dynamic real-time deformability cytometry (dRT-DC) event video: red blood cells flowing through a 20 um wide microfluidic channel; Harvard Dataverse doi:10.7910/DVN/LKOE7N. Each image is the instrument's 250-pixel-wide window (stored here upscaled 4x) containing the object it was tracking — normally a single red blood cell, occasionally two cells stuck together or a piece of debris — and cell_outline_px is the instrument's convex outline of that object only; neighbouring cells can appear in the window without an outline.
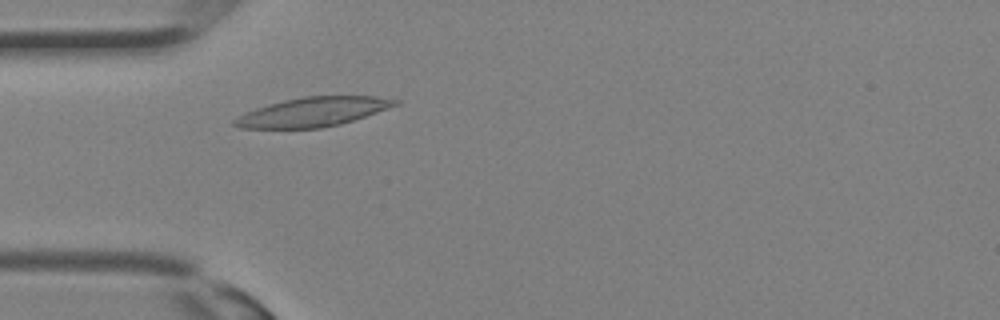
{"species": "Egyptian fruit bat (a non-hibernating species)", "species_latin": "Rousettus aegyptiacus", "temperature_condition": "room temperature", "stored_images_in_passage": 14, "camera_frame_rate_fps": 3000, "um_per_image_px": 0.085, "animal": {"sex": "female"}, "frame": {"image": 1, "passage_image": 2, "time_ms": 0.333, "image_size_px": [1000, 320], "cell_outline_px": [[400, 104], [340, 124], [320, 128], [240, 128], [232, 124], [232, 120], [236, 116], [244, 112], [256, 108], [284, 100], [304, 96], [376, 96], [400, 100]], "centroid_in_image_um": [26.56, 9.51], "position_along_channel_um": 58.4, "area_um2": 27.22}}
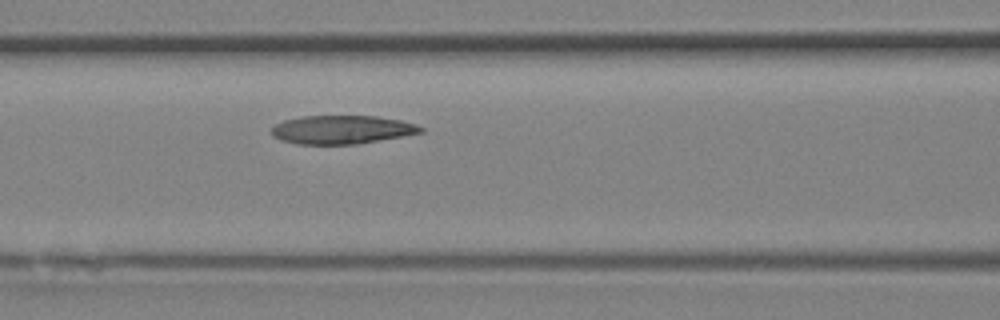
{"frame": {"image": 2, "passage_image": 6, "time_ms": 1.667, "image_size_px": [1000, 320], "cell_outline_px": [[424, 132], [404, 136], [356, 144], [296, 144], [280, 140], [272, 136], [272, 128], [276, 124], [284, 120], [300, 116], [376, 116], [400, 120], [416, 124], [424, 128]], "centroid_in_image_um": [29.06, 11.02], "position_along_channel_um": 137.5, "area_um2": 24.85}}
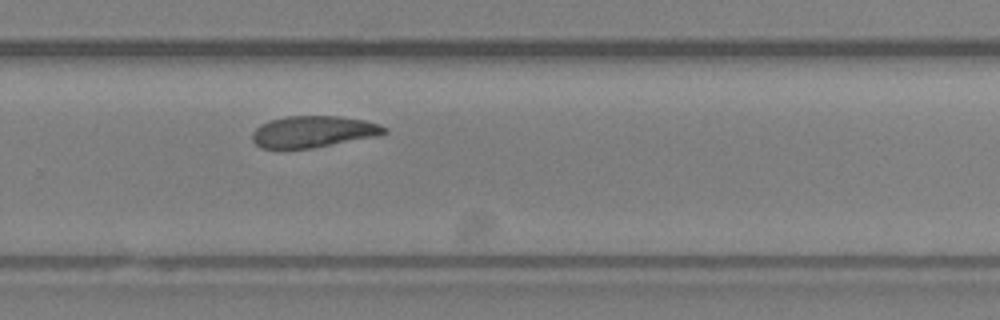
{"frame": {"image": 3, "passage_image": 14, "time_ms": 4.333, "image_size_px": [1000, 320], "cell_outline_px": [[388, 132], [380, 136], [312, 148], [260, 148], [252, 140], [252, 132], [260, 124], [268, 120], [284, 116], [340, 116], [364, 120], [380, 124], [388, 128]], "centroid_in_image_um": [26.65, 11.18], "position_along_channel_um": 303.1, "area_um2": 24.57}}